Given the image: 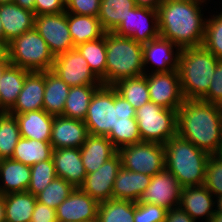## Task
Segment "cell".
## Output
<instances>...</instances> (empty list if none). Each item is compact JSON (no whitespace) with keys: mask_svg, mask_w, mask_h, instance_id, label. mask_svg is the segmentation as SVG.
<instances>
[{"mask_svg":"<svg viewBox=\"0 0 222 222\" xmlns=\"http://www.w3.org/2000/svg\"><path fill=\"white\" fill-rule=\"evenodd\" d=\"M113 87L135 110L150 101L146 73L138 77L122 79Z\"/></svg>","mask_w":222,"mask_h":222,"instance_id":"e575fe53","label":"cell"},{"mask_svg":"<svg viewBox=\"0 0 222 222\" xmlns=\"http://www.w3.org/2000/svg\"><path fill=\"white\" fill-rule=\"evenodd\" d=\"M14 116L17 119L21 137L50 142L53 115L41 109Z\"/></svg>","mask_w":222,"mask_h":222,"instance_id":"d4e9b609","label":"cell"},{"mask_svg":"<svg viewBox=\"0 0 222 222\" xmlns=\"http://www.w3.org/2000/svg\"><path fill=\"white\" fill-rule=\"evenodd\" d=\"M176 49L174 52V48ZM181 49L168 39L158 37L143 44V65L156 66L152 72H169L178 70ZM147 64V65H146Z\"/></svg>","mask_w":222,"mask_h":222,"instance_id":"ac0fdd59","label":"cell"},{"mask_svg":"<svg viewBox=\"0 0 222 222\" xmlns=\"http://www.w3.org/2000/svg\"><path fill=\"white\" fill-rule=\"evenodd\" d=\"M66 0H35V16L65 12Z\"/></svg>","mask_w":222,"mask_h":222,"instance_id":"f6af8a7d","label":"cell"},{"mask_svg":"<svg viewBox=\"0 0 222 222\" xmlns=\"http://www.w3.org/2000/svg\"><path fill=\"white\" fill-rule=\"evenodd\" d=\"M6 54L11 65L30 72L50 71L55 60L46 41L34 28L9 42Z\"/></svg>","mask_w":222,"mask_h":222,"instance_id":"52a82bcc","label":"cell"},{"mask_svg":"<svg viewBox=\"0 0 222 222\" xmlns=\"http://www.w3.org/2000/svg\"><path fill=\"white\" fill-rule=\"evenodd\" d=\"M134 201L110 199L99 203L96 222H134Z\"/></svg>","mask_w":222,"mask_h":222,"instance_id":"d590c367","label":"cell"},{"mask_svg":"<svg viewBox=\"0 0 222 222\" xmlns=\"http://www.w3.org/2000/svg\"><path fill=\"white\" fill-rule=\"evenodd\" d=\"M124 169L153 176L165 169L164 146L157 142L142 141L118 150Z\"/></svg>","mask_w":222,"mask_h":222,"instance_id":"9c48e42d","label":"cell"},{"mask_svg":"<svg viewBox=\"0 0 222 222\" xmlns=\"http://www.w3.org/2000/svg\"><path fill=\"white\" fill-rule=\"evenodd\" d=\"M0 222H5L4 195L0 193Z\"/></svg>","mask_w":222,"mask_h":222,"instance_id":"816d5d0a","label":"cell"},{"mask_svg":"<svg viewBox=\"0 0 222 222\" xmlns=\"http://www.w3.org/2000/svg\"><path fill=\"white\" fill-rule=\"evenodd\" d=\"M218 154L222 156V143H221L220 151Z\"/></svg>","mask_w":222,"mask_h":222,"instance_id":"680465c9","label":"cell"},{"mask_svg":"<svg viewBox=\"0 0 222 222\" xmlns=\"http://www.w3.org/2000/svg\"><path fill=\"white\" fill-rule=\"evenodd\" d=\"M143 44L130 37L106 32V86L144 75Z\"/></svg>","mask_w":222,"mask_h":222,"instance_id":"8992f818","label":"cell"},{"mask_svg":"<svg viewBox=\"0 0 222 222\" xmlns=\"http://www.w3.org/2000/svg\"><path fill=\"white\" fill-rule=\"evenodd\" d=\"M31 222H58L56 210L45 204L36 202Z\"/></svg>","mask_w":222,"mask_h":222,"instance_id":"bcb514c9","label":"cell"},{"mask_svg":"<svg viewBox=\"0 0 222 222\" xmlns=\"http://www.w3.org/2000/svg\"><path fill=\"white\" fill-rule=\"evenodd\" d=\"M99 202L80 188L72 193L57 207L58 222H96Z\"/></svg>","mask_w":222,"mask_h":222,"instance_id":"2e32d148","label":"cell"},{"mask_svg":"<svg viewBox=\"0 0 222 222\" xmlns=\"http://www.w3.org/2000/svg\"><path fill=\"white\" fill-rule=\"evenodd\" d=\"M134 0H101L98 19L105 32H113L135 8Z\"/></svg>","mask_w":222,"mask_h":222,"instance_id":"1f68e13d","label":"cell"},{"mask_svg":"<svg viewBox=\"0 0 222 222\" xmlns=\"http://www.w3.org/2000/svg\"><path fill=\"white\" fill-rule=\"evenodd\" d=\"M6 54V46L0 42V59Z\"/></svg>","mask_w":222,"mask_h":222,"instance_id":"11a10c76","label":"cell"},{"mask_svg":"<svg viewBox=\"0 0 222 222\" xmlns=\"http://www.w3.org/2000/svg\"><path fill=\"white\" fill-rule=\"evenodd\" d=\"M0 193L3 195L26 192L31 181V167L19 161L9 159L0 160Z\"/></svg>","mask_w":222,"mask_h":222,"instance_id":"cb8c5ba5","label":"cell"},{"mask_svg":"<svg viewBox=\"0 0 222 222\" xmlns=\"http://www.w3.org/2000/svg\"><path fill=\"white\" fill-rule=\"evenodd\" d=\"M202 3L204 5L206 1L164 0L158 8L160 37L180 49L202 46L207 19L201 14Z\"/></svg>","mask_w":222,"mask_h":222,"instance_id":"3957f363","label":"cell"},{"mask_svg":"<svg viewBox=\"0 0 222 222\" xmlns=\"http://www.w3.org/2000/svg\"><path fill=\"white\" fill-rule=\"evenodd\" d=\"M69 89L70 86L55 73L51 70L45 71L43 110L53 116L62 115Z\"/></svg>","mask_w":222,"mask_h":222,"instance_id":"f1b7e54d","label":"cell"},{"mask_svg":"<svg viewBox=\"0 0 222 222\" xmlns=\"http://www.w3.org/2000/svg\"><path fill=\"white\" fill-rule=\"evenodd\" d=\"M217 200H215L216 206H215V213H221L222 214V196L217 197Z\"/></svg>","mask_w":222,"mask_h":222,"instance_id":"f5cc1de1","label":"cell"},{"mask_svg":"<svg viewBox=\"0 0 222 222\" xmlns=\"http://www.w3.org/2000/svg\"><path fill=\"white\" fill-rule=\"evenodd\" d=\"M52 158L57 177L66 180L75 188L83 184L87 173L81 160L80 148L53 149Z\"/></svg>","mask_w":222,"mask_h":222,"instance_id":"ffe728a7","label":"cell"},{"mask_svg":"<svg viewBox=\"0 0 222 222\" xmlns=\"http://www.w3.org/2000/svg\"><path fill=\"white\" fill-rule=\"evenodd\" d=\"M136 6L158 10L164 0H134Z\"/></svg>","mask_w":222,"mask_h":222,"instance_id":"c3c4849f","label":"cell"},{"mask_svg":"<svg viewBox=\"0 0 222 222\" xmlns=\"http://www.w3.org/2000/svg\"><path fill=\"white\" fill-rule=\"evenodd\" d=\"M200 100L222 105V60L215 68L208 92Z\"/></svg>","mask_w":222,"mask_h":222,"instance_id":"ee69618b","label":"cell"},{"mask_svg":"<svg viewBox=\"0 0 222 222\" xmlns=\"http://www.w3.org/2000/svg\"><path fill=\"white\" fill-rule=\"evenodd\" d=\"M163 146L165 169L177 178L182 188L204 184L208 153L178 135Z\"/></svg>","mask_w":222,"mask_h":222,"instance_id":"5b68a950","label":"cell"},{"mask_svg":"<svg viewBox=\"0 0 222 222\" xmlns=\"http://www.w3.org/2000/svg\"><path fill=\"white\" fill-rule=\"evenodd\" d=\"M136 110L113 86L101 85L93 94L84 123L91 135L106 136L117 150L142 142Z\"/></svg>","mask_w":222,"mask_h":222,"instance_id":"6da1fadb","label":"cell"},{"mask_svg":"<svg viewBox=\"0 0 222 222\" xmlns=\"http://www.w3.org/2000/svg\"><path fill=\"white\" fill-rule=\"evenodd\" d=\"M68 28L74 47L102 37V29L98 17L67 13Z\"/></svg>","mask_w":222,"mask_h":222,"instance_id":"83f0119b","label":"cell"},{"mask_svg":"<svg viewBox=\"0 0 222 222\" xmlns=\"http://www.w3.org/2000/svg\"><path fill=\"white\" fill-rule=\"evenodd\" d=\"M11 65L7 54L0 59V82L4 71Z\"/></svg>","mask_w":222,"mask_h":222,"instance_id":"f907efd6","label":"cell"},{"mask_svg":"<svg viewBox=\"0 0 222 222\" xmlns=\"http://www.w3.org/2000/svg\"><path fill=\"white\" fill-rule=\"evenodd\" d=\"M34 29L46 41L54 57L75 48L68 28L66 11L35 16Z\"/></svg>","mask_w":222,"mask_h":222,"instance_id":"30bf717a","label":"cell"},{"mask_svg":"<svg viewBox=\"0 0 222 222\" xmlns=\"http://www.w3.org/2000/svg\"><path fill=\"white\" fill-rule=\"evenodd\" d=\"M29 73L13 65L4 71L0 82V112H8L14 106Z\"/></svg>","mask_w":222,"mask_h":222,"instance_id":"4316f807","label":"cell"},{"mask_svg":"<svg viewBox=\"0 0 222 222\" xmlns=\"http://www.w3.org/2000/svg\"><path fill=\"white\" fill-rule=\"evenodd\" d=\"M151 176L129 171L121 167L113 184V199L138 202L140 196L150 184Z\"/></svg>","mask_w":222,"mask_h":222,"instance_id":"484cf974","label":"cell"},{"mask_svg":"<svg viewBox=\"0 0 222 222\" xmlns=\"http://www.w3.org/2000/svg\"><path fill=\"white\" fill-rule=\"evenodd\" d=\"M121 167V157L117 152L96 171L87 174L79 188L99 203L110 200L112 199L113 184Z\"/></svg>","mask_w":222,"mask_h":222,"instance_id":"9a60e30c","label":"cell"},{"mask_svg":"<svg viewBox=\"0 0 222 222\" xmlns=\"http://www.w3.org/2000/svg\"><path fill=\"white\" fill-rule=\"evenodd\" d=\"M101 0H66L67 13L98 17Z\"/></svg>","mask_w":222,"mask_h":222,"instance_id":"7bdbcfd3","label":"cell"},{"mask_svg":"<svg viewBox=\"0 0 222 222\" xmlns=\"http://www.w3.org/2000/svg\"><path fill=\"white\" fill-rule=\"evenodd\" d=\"M167 211L156 204L134 202V222H165Z\"/></svg>","mask_w":222,"mask_h":222,"instance_id":"b9f144b4","label":"cell"},{"mask_svg":"<svg viewBox=\"0 0 222 222\" xmlns=\"http://www.w3.org/2000/svg\"><path fill=\"white\" fill-rule=\"evenodd\" d=\"M14 2V0H0V4L2 3H11Z\"/></svg>","mask_w":222,"mask_h":222,"instance_id":"6f0895ef","label":"cell"},{"mask_svg":"<svg viewBox=\"0 0 222 222\" xmlns=\"http://www.w3.org/2000/svg\"><path fill=\"white\" fill-rule=\"evenodd\" d=\"M135 119L142 141L165 144L177 135V110L149 101L136 110Z\"/></svg>","mask_w":222,"mask_h":222,"instance_id":"ba28073f","label":"cell"},{"mask_svg":"<svg viewBox=\"0 0 222 222\" xmlns=\"http://www.w3.org/2000/svg\"><path fill=\"white\" fill-rule=\"evenodd\" d=\"M17 119L8 112H0V160L12 157L20 139Z\"/></svg>","mask_w":222,"mask_h":222,"instance_id":"8d00e7d4","label":"cell"},{"mask_svg":"<svg viewBox=\"0 0 222 222\" xmlns=\"http://www.w3.org/2000/svg\"><path fill=\"white\" fill-rule=\"evenodd\" d=\"M146 71L150 101L163 108L177 110L185 100L180 84L178 70L169 72Z\"/></svg>","mask_w":222,"mask_h":222,"instance_id":"7c38bea8","label":"cell"},{"mask_svg":"<svg viewBox=\"0 0 222 222\" xmlns=\"http://www.w3.org/2000/svg\"><path fill=\"white\" fill-rule=\"evenodd\" d=\"M44 92L45 72H30L25 78L23 89L16 103L8 113L14 116L43 109Z\"/></svg>","mask_w":222,"mask_h":222,"instance_id":"44dd1931","label":"cell"},{"mask_svg":"<svg viewBox=\"0 0 222 222\" xmlns=\"http://www.w3.org/2000/svg\"><path fill=\"white\" fill-rule=\"evenodd\" d=\"M89 135L84 121L54 116L50 143L53 149L80 148Z\"/></svg>","mask_w":222,"mask_h":222,"instance_id":"e0dca14e","label":"cell"},{"mask_svg":"<svg viewBox=\"0 0 222 222\" xmlns=\"http://www.w3.org/2000/svg\"><path fill=\"white\" fill-rule=\"evenodd\" d=\"M177 135L209 155L218 154L222 143V105L184 100L177 111Z\"/></svg>","mask_w":222,"mask_h":222,"instance_id":"7a4b0ae2","label":"cell"},{"mask_svg":"<svg viewBox=\"0 0 222 222\" xmlns=\"http://www.w3.org/2000/svg\"><path fill=\"white\" fill-rule=\"evenodd\" d=\"M53 147L48 141L20 137L15 146L12 159L32 166L52 158Z\"/></svg>","mask_w":222,"mask_h":222,"instance_id":"4dcf8cb0","label":"cell"},{"mask_svg":"<svg viewBox=\"0 0 222 222\" xmlns=\"http://www.w3.org/2000/svg\"><path fill=\"white\" fill-rule=\"evenodd\" d=\"M74 189L75 187L66 180L56 177L41 193L36 196L37 202L45 204L56 210Z\"/></svg>","mask_w":222,"mask_h":222,"instance_id":"f35d334b","label":"cell"},{"mask_svg":"<svg viewBox=\"0 0 222 222\" xmlns=\"http://www.w3.org/2000/svg\"><path fill=\"white\" fill-rule=\"evenodd\" d=\"M182 187L168 170L153 175L138 202L156 204L170 210L179 207Z\"/></svg>","mask_w":222,"mask_h":222,"instance_id":"5bb4252c","label":"cell"},{"mask_svg":"<svg viewBox=\"0 0 222 222\" xmlns=\"http://www.w3.org/2000/svg\"><path fill=\"white\" fill-rule=\"evenodd\" d=\"M14 2L21 8L31 10L35 14V0H14Z\"/></svg>","mask_w":222,"mask_h":222,"instance_id":"681fc988","label":"cell"},{"mask_svg":"<svg viewBox=\"0 0 222 222\" xmlns=\"http://www.w3.org/2000/svg\"><path fill=\"white\" fill-rule=\"evenodd\" d=\"M51 71L70 87L102 85L101 80L90 69L87 60L76 48L56 56Z\"/></svg>","mask_w":222,"mask_h":222,"instance_id":"8fae6325","label":"cell"},{"mask_svg":"<svg viewBox=\"0 0 222 222\" xmlns=\"http://www.w3.org/2000/svg\"><path fill=\"white\" fill-rule=\"evenodd\" d=\"M31 167V181L27 192L37 196L41 193L56 177L53 158L38 162Z\"/></svg>","mask_w":222,"mask_h":222,"instance_id":"74e56055","label":"cell"},{"mask_svg":"<svg viewBox=\"0 0 222 222\" xmlns=\"http://www.w3.org/2000/svg\"><path fill=\"white\" fill-rule=\"evenodd\" d=\"M203 46L222 60V11L207 17Z\"/></svg>","mask_w":222,"mask_h":222,"instance_id":"ab89813d","label":"cell"},{"mask_svg":"<svg viewBox=\"0 0 222 222\" xmlns=\"http://www.w3.org/2000/svg\"><path fill=\"white\" fill-rule=\"evenodd\" d=\"M214 198L222 196V156L209 155L206 164L205 180L203 184Z\"/></svg>","mask_w":222,"mask_h":222,"instance_id":"60d3db41","label":"cell"},{"mask_svg":"<svg viewBox=\"0 0 222 222\" xmlns=\"http://www.w3.org/2000/svg\"><path fill=\"white\" fill-rule=\"evenodd\" d=\"M218 62L203 45L181 49L178 72L185 100H199L208 92Z\"/></svg>","mask_w":222,"mask_h":222,"instance_id":"277c9868","label":"cell"},{"mask_svg":"<svg viewBox=\"0 0 222 222\" xmlns=\"http://www.w3.org/2000/svg\"><path fill=\"white\" fill-rule=\"evenodd\" d=\"M100 86L101 85H81L70 87L61 116L84 121L90 100Z\"/></svg>","mask_w":222,"mask_h":222,"instance_id":"d6a6232c","label":"cell"},{"mask_svg":"<svg viewBox=\"0 0 222 222\" xmlns=\"http://www.w3.org/2000/svg\"><path fill=\"white\" fill-rule=\"evenodd\" d=\"M87 60L92 72L106 85V32L94 41H88L75 47Z\"/></svg>","mask_w":222,"mask_h":222,"instance_id":"836d02e7","label":"cell"},{"mask_svg":"<svg viewBox=\"0 0 222 222\" xmlns=\"http://www.w3.org/2000/svg\"><path fill=\"white\" fill-rule=\"evenodd\" d=\"M0 42L3 43V25L1 20H0Z\"/></svg>","mask_w":222,"mask_h":222,"instance_id":"9f6ffc18","label":"cell"},{"mask_svg":"<svg viewBox=\"0 0 222 222\" xmlns=\"http://www.w3.org/2000/svg\"><path fill=\"white\" fill-rule=\"evenodd\" d=\"M158 24V10L136 6L113 32L145 44L160 36Z\"/></svg>","mask_w":222,"mask_h":222,"instance_id":"4fadbf2b","label":"cell"},{"mask_svg":"<svg viewBox=\"0 0 222 222\" xmlns=\"http://www.w3.org/2000/svg\"><path fill=\"white\" fill-rule=\"evenodd\" d=\"M117 152L118 150L106 136L89 134L80 147L81 160L86 173L96 171Z\"/></svg>","mask_w":222,"mask_h":222,"instance_id":"603a6c76","label":"cell"},{"mask_svg":"<svg viewBox=\"0 0 222 222\" xmlns=\"http://www.w3.org/2000/svg\"><path fill=\"white\" fill-rule=\"evenodd\" d=\"M208 222H222V214L221 213H214Z\"/></svg>","mask_w":222,"mask_h":222,"instance_id":"db71d44e","label":"cell"},{"mask_svg":"<svg viewBox=\"0 0 222 222\" xmlns=\"http://www.w3.org/2000/svg\"><path fill=\"white\" fill-rule=\"evenodd\" d=\"M204 186L184 187L181 190L179 207L187 212L196 222L200 217L208 222L215 213V199Z\"/></svg>","mask_w":222,"mask_h":222,"instance_id":"7402d4cb","label":"cell"},{"mask_svg":"<svg viewBox=\"0 0 222 222\" xmlns=\"http://www.w3.org/2000/svg\"><path fill=\"white\" fill-rule=\"evenodd\" d=\"M0 20L3 25V44L34 28L35 14L21 8L15 2L0 4Z\"/></svg>","mask_w":222,"mask_h":222,"instance_id":"d6986e66","label":"cell"},{"mask_svg":"<svg viewBox=\"0 0 222 222\" xmlns=\"http://www.w3.org/2000/svg\"><path fill=\"white\" fill-rule=\"evenodd\" d=\"M165 222H196L187 212L180 207L167 211Z\"/></svg>","mask_w":222,"mask_h":222,"instance_id":"7dc6e473","label":"cell"},{"mask_svg":"<svg viewBox=\"0 0 222 222\" xmlns=\"http://www.w3.org/2000/svg\"><path fill=\"white\" fill-rule=\"evenodd\" d=\"M36 202L27 191L4 195L5 222H31Z\"/></svg>","mask_w":222,"mask_h":222,"instance_id":"f546056e","label":"cell"}]
</instances>
